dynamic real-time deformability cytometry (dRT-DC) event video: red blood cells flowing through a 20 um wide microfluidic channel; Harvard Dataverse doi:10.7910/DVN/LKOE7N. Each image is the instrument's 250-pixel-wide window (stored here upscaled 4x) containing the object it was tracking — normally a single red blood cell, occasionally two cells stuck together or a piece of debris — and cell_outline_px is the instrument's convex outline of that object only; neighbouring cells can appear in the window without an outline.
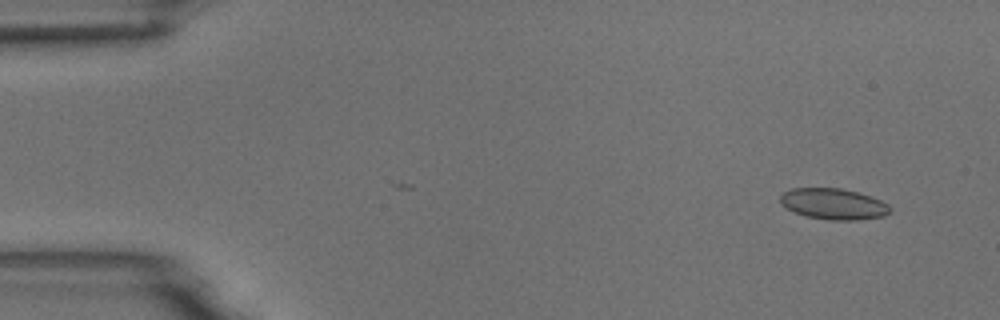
{"species": "common noctule bat (a hibernating species)", "species_latin": "Nyctalus noctula", "temperature_condition": "room temperature", "stored_images_in_passage": 51, "camera_frame_rate_fps": 3000, "um_per_image_px": 0.085, "animal": {"sex": "male", "body_mass_g": 18.8}, "frame": {"image": 1, "passage_image": 1, "time_ms": 0.0, "image_size_px": [1000, 320], "cell_outline_px": [[892, 212], [884, 216], [860, 220], [828, 220], [808, 216], [792, 212], [780, 204], [780, 196], [784, 192], [792, 188], [840, 188], [856, 192], [880, 200], [888, 204], [892, 208]], "centroid_in_image_um": [70.85, 17.35], "position_along_channel_um": 14.2, "area_um2": 19.94}}
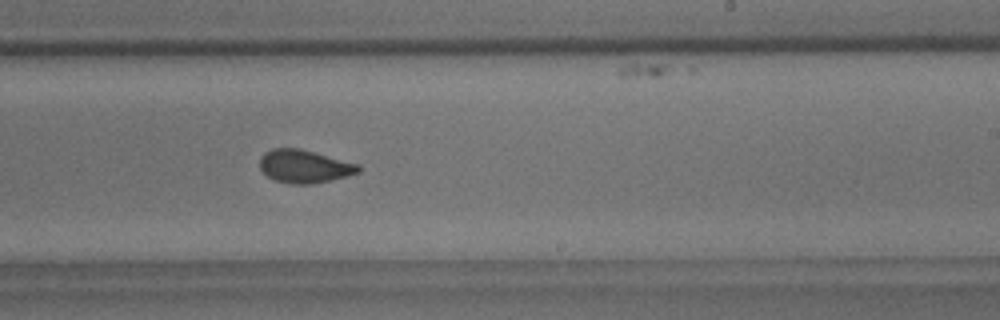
{"frame": {"image": 2, "passage_image": 30, "time_ms": 9.667, "image_size_px": [1000, 320], "cell_outline_px": [[360, 172], [348, 176], [312, 184], [292, 184], [276, 180], [268, 176], [260, 168], [260, 156], [264, 152], [272, 148], [300, 148], [356, 164], [360, 168]], "centroid_in_image_um": [25.84, 14.14], "position_along_channel_um": 263.2, "area_um2": 18.79}}
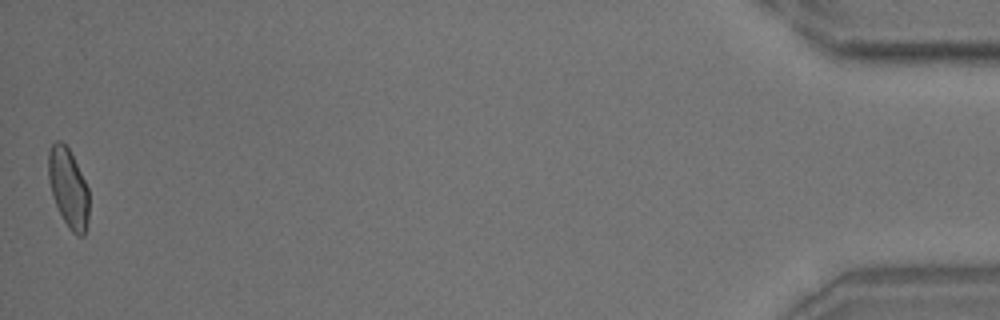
{"frame": {"image": 3, "passage_image": 51, "time_ms": 16.667, "image_size_px": [1000, 320], "cell_outline_px": [[88, 220], [84, 236], [76, 236], [68, 228], [56, 204], [48, 180], [48, 152], [52, 144], [56, 140], [60, 140], [68, 148], [88, 188]], "centroid_in_image_um": [5.8, 15.99], "position_along_channel_um": 429.4, "area_um2": 18.44}, "authors_computed_cell_mechanics": {"area_um2": 19.2474, "velocity_mm_per_s": 3.7236, "shape_relaxation_time_tau1_ms": 5.1027, "shape_relaxation_time_tau2_ms": 0.9351, "deformation_change_tau1": 0.1113, "deformation_change_tau2": 0.0658}}